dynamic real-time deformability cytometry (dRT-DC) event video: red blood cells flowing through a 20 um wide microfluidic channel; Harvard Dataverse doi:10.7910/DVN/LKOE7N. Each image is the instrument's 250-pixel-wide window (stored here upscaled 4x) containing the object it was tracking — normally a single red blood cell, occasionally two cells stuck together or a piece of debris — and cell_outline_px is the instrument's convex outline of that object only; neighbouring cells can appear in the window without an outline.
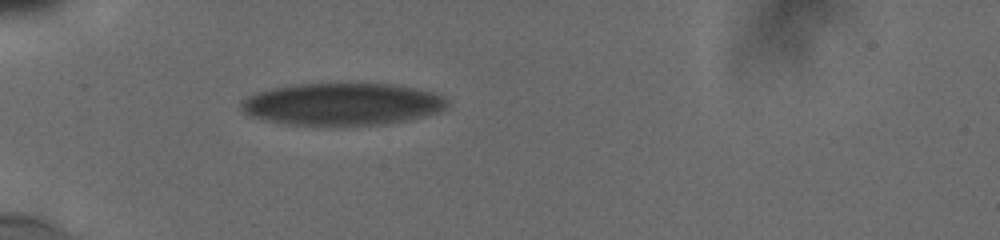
{"species": "human", "species_latin": "Homo sapiens", "temperature_condition": "cold", "stored_images_in_passage": 23, "camera_frame_rate_fps": 3000, "um_per_image_px": 0.085, "donor": {"sex": "male"}, "frame": {"image": 1, "passage_image": 1, "time_ms": 0.0, "image_size_px": [1000, 240], "cell_outline_px": [[448, 104], [444, 108], [436, 112], [424, 116], [408, 120], [388, 124], [344, 128], [332, 128], [284, 124], [264, 120], [248, 116], [240, 108], [240, 104], [244, 100], [260, 92], [276, 88], [300, 84], [392, 84], [436, 92], [444, 96], [448, 100]], "centroid_in_image_um": [29.12, 8.91], "position_along_channel_um": 55.9, "area_um2": 51.73}}
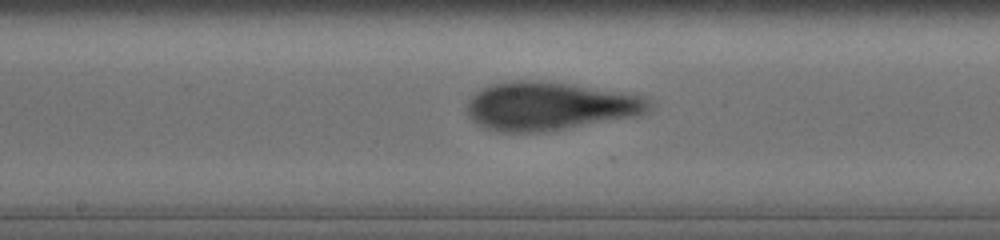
{"frame": {"image": 2, "passage_image": 13, "time_ms": 4.333, "image_size_px": [1000, 240], "cell_outline_px": [[652, 108], [648, 112], [640, 116], [548, 132], [496, 132], [484, 128], [476, 124], [468, 116], [468, 100], [476, 92], [492, 84], [516, 80], [536, 80], [568, 84], [640, 96], [648, 100], [652, 104]], "centroid_in_image_um": [46.7, 9.05], "position_along_channel_um": 201.5, "area_um2": 51.38}}
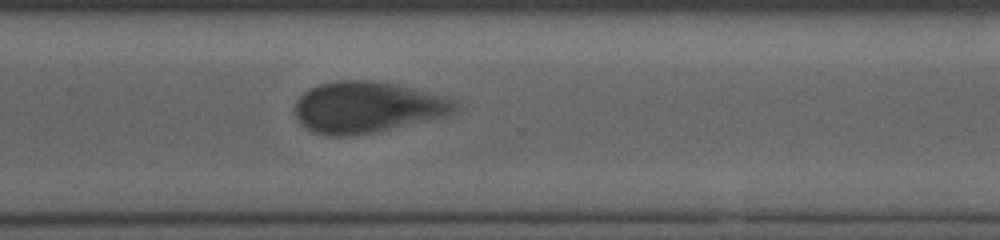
{"frame": {"image": 3, "passage_image": 23, "time_ms": 8.0, "image_size_px": [1000, 240], "cell_outline_px": [[460, 108], [456, 112], [448, 116], [376, 132], [352, 136], [332, 136], [312, 132], [300, 124], [296, 120], [292, 112], [296, 100], [304, 92], [320, 84], [336, 80], [364, 80], [392, 84], [444, 96], [456, 100], [460, 104]], "centroid_in_image_um": [31.2, 9.14], "position_along_channel_um": 339.4, "area_um2": 48.21}}